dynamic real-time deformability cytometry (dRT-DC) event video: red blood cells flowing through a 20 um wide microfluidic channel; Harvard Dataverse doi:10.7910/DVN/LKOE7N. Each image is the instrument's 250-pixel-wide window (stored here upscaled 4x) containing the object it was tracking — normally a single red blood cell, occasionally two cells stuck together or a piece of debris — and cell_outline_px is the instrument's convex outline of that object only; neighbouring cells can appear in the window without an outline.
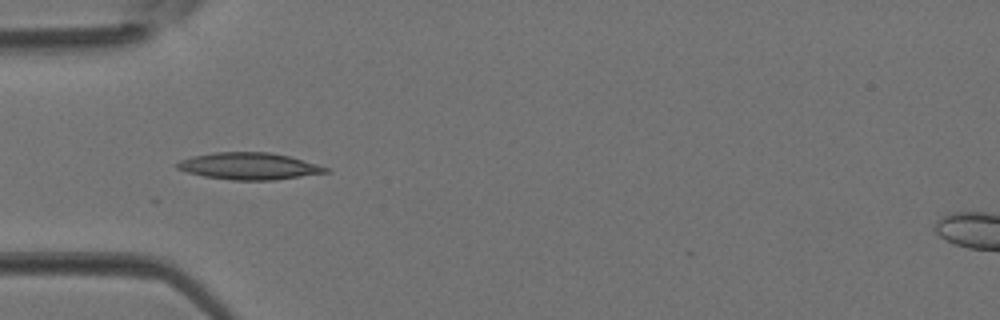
{"species": "Egyptian fruit bat (a non-hibernating species)", "species_latin": "Rousettus aegyptiacus", "temperature_condition": "room temperature", "stored_images_in_passage": 3, "camera_frame_rate_fps": 3000, "um_per_image_px": 0.085, "animal": {"sex": "female"}, "frame": {"image": 1, "passage_image": 2, "time_ms": 0.333, "image_size_px": [1000, 320], "cell_outline_px": [[332, 172], [272, 180], [232, 180], [204, 176], [188, 172], [176, 168], [176, 164], [180, 160], [192, 156], [212, 152], [268, 152], [288, 156], [316, 164], [328, 168]], "centroid_in_image_um": [21.15, 14.12], "position_along_channel_um": 63.8, "area_um2": 23.12}}
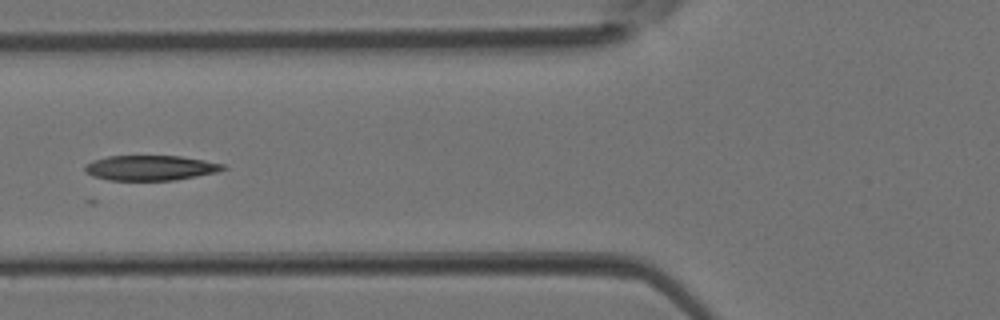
{"frame": {"image": 2, "passage_image": 3, "time_ms": 0.667, "image_size_px": [1000, 320], "cell_outline_px": [[228, 168], [216, 172], [176, 180], [108, 180], [92, 176], [84, 172], [84, 168], [92, 160], [108, 156], [180, 156], [204, 160], [224, 164]], "centroid_in_image_um": [12.78, 14.27], "position_along_channel_um": 113.0, "area_um2": 20.17}}